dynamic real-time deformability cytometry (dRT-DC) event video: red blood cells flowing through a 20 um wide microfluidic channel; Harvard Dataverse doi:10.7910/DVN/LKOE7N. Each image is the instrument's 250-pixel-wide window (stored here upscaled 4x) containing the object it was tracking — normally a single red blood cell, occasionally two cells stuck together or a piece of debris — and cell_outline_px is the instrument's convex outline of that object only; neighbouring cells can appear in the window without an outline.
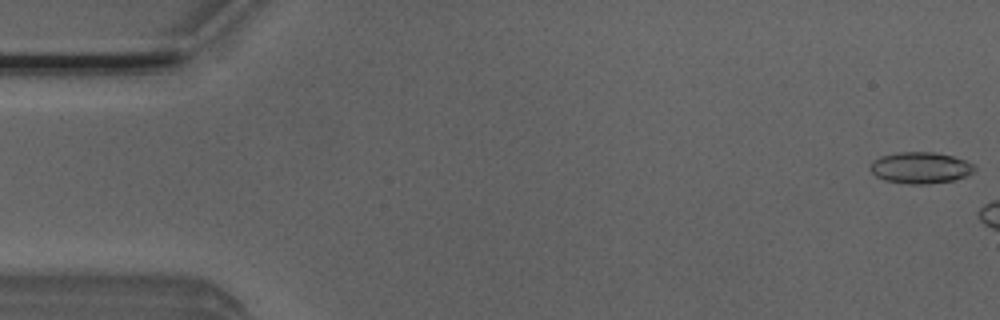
{"species": "Egyptian fruit bat (a non-hibernating species)", "species_latin": "Rousettus aegyptiacus", "temperature_condition": "room temperature", "stored_images_in_passage": 6, "camera_frame_rate_fps": 3000, "um_per_image_px": 0.085, "animal": {"sex": "male"}, "frame": {"image": 1, "passage_image": 1, "time_ms": 0.0, "image_size_px": [1000, 320], "cell_outline_px": [[976, 168], [972, 172], [964, 176], [952, 180], [928, 184], [908, 184], [884, 180], [876, 176], [872, 172], [872, 160], [880, 156], [896, 152], [932, 152], [952, 156], [964, 160], [972, 164]], "centroid_in_image_um": [78.21, 14.25], "position_along_channel_um": 6.8, "area_um2": 18.84}}